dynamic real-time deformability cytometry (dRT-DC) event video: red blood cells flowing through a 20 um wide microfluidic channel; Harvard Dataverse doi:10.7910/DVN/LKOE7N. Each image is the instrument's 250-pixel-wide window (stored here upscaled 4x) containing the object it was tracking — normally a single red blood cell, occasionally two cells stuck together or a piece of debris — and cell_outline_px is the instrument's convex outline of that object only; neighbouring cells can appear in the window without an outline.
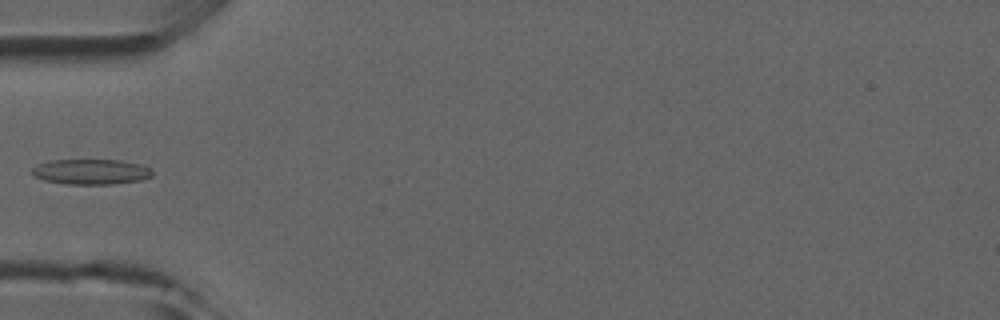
{"species": "common noctule bat (a hibernating species)", "species_latin": "Nyctalus noctula", "temperature_condition": "room temperature", "stored_images_in_passage": 6, "camera_frame_rate_fps": 3000, "um_per_image_px": 0.085, "animal": {"sex": "male", "forearm_length_mm": 52.5}, "frame": {"image": 1, "passage_image": 5, "time_ms": 4.667, "image_size_px": [1000, 320], "cell_outline_px": [[152, 176], [140, 180], [112, 184], [64, 184], [44, 180], [36, 176], [32, 172], [32, 168], [48, 160], [120, 160], [136, 164], [148, 168], [152, 172]], "centroid_in_image_um": [7.7, 14.6], "position_along_channel_um": 77.3, "area_um2": 17.46}}
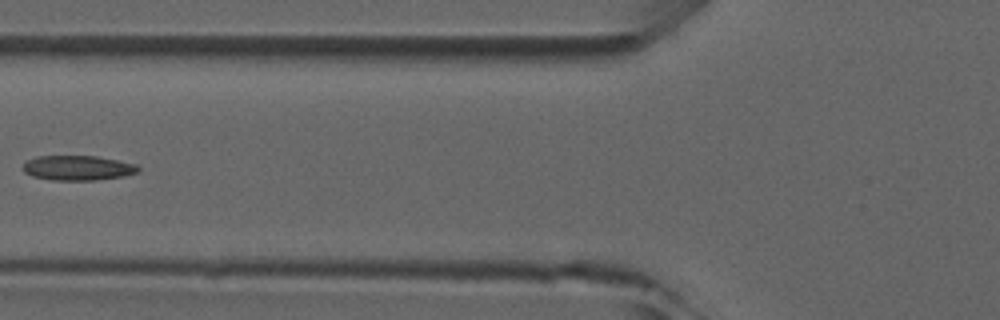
{"frame": {"image": 2, "passage_image": 6, "time_ms": 5.667, "image_size_px": [1000, 320], "cell_outline_px": [[140, 168], [136, 172], [120, 176], [96, 180], [52, 180], [32, 176], [24, 172], [20, 168], [28, 160], [36, 156], [96, 156], [136, 164]], "centroid_in_image_um": [6.55, 14.27], "position_along_channel_um": 119.3, "area_um2": 16.53}}